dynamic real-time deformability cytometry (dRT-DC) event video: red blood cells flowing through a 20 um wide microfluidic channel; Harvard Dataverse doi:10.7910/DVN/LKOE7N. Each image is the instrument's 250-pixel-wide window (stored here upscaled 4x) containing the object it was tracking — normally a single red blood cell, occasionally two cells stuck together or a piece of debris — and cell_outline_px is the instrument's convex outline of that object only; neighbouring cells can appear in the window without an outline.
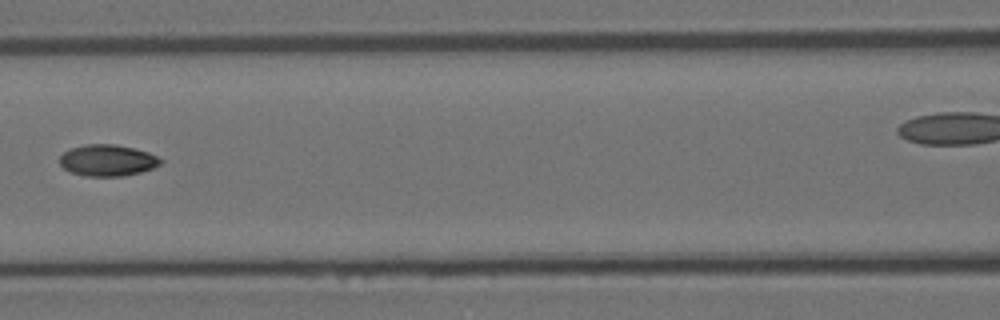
{"species": "Egyptian fruit bat (a non-hibernating species)", "species_latin": "Rousettus aegyptiacus", "temperature_condition": "room temperature", "stored_images_in_passage": 9, "segment_of_instrument_passage": [1, 2], "camera_frame_rate_fps": 3000, "um_per_image_px": 0.085, "animal": {"sex": "female"}, "frame": {"image": 1, "passage_image": 8, "time_ms": 2.333, "image_size_px": [1000, 320], "cell_outline_px": [[164, 160], [160, 164], [152, 168], [140, 172], [124, 176], [84, 176], [72, 172], [64, 168], [60, 164], [60, 156], [64, 152], [72, 148], [84, 144], [112, 144], [132, 148], [148, 152]], "centroid_in_image_um": [9.13, 13.63], "position_along_channel_um": 157.5, "area_um2": 18.32}}